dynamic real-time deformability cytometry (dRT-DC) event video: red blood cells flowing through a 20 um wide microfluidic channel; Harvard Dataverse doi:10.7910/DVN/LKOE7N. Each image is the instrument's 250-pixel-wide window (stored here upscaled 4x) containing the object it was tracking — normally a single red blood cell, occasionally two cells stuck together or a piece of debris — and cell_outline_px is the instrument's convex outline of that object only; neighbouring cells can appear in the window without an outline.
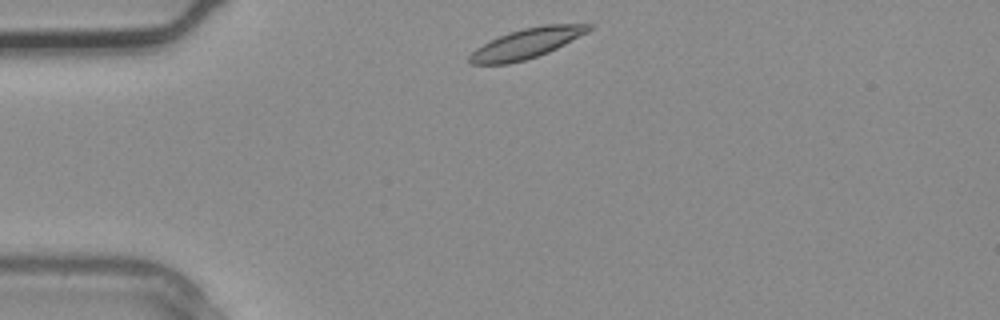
{"species": "common noctule bat (a hibernating species)", "species_latin": "Nyctalus noctula", "temperature_condition": "warm", "stored_images_in_passage": 1, "camera_frame_rate_fps": 3000, "um_per_image_px": 0.085, "animal": {"sex": "male", "body_mass_g": 20.4}, "frame": {"image": 1, "passage_image": 1, "time_ms": 0.0, "image_size_px": [1000, 320], "cell_outline_px": [[596, 24], [588, 32], [548, 52], [524, 60], [508, 64], [472, 64], [468, 60], [468, 56], [476, 48], [500, 36], [524, 28], [544, 24]], "centroid_in_image_um": [44.78, 3.68], "position_along_channel_um": 40.2, "area_um2": 20.46}}